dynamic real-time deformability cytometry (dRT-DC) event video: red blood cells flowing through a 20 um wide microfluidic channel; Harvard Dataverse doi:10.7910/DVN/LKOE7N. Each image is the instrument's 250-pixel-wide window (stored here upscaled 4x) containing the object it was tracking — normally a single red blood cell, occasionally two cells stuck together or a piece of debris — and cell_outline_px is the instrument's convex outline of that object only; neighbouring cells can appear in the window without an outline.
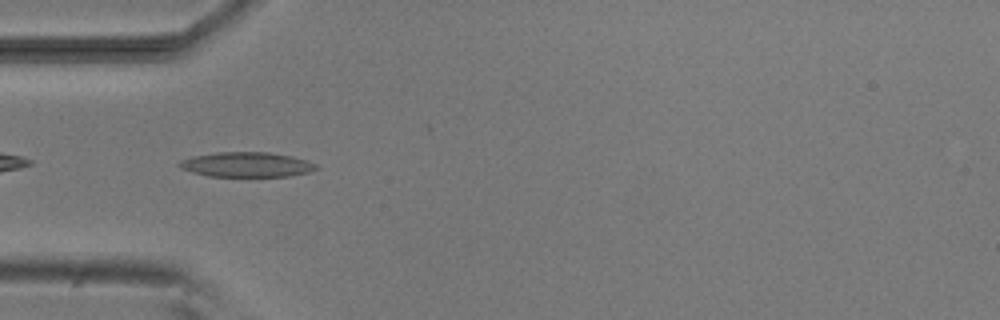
{"species": "common noctule bat (a hibernating species)", "species_latin": "Nyctalus noctula", "temperature_condition": "room temperature", "stored_images_in_passage": 8, "camera_frame_rate_fps": 3000, "um_per_image_px": 0.085, "animal": {"sex": "male", "body_mass_g": 20.5, "forearm_length_mm": 52.5}, "frame": {"image": 1, "passage_image": 1, "time_ms": 0.0, "image_size_px": [1000, 320], "cell_outline_px": [[320, 168], [308, 172], [288, 176], [208, 176], [192, 172], [180, 168], [176, 164], [180, 160], [192, 156], [216, 152], [268, 152], [292, 156], [308, 160], [316, 164]], "centroid_in_image_um": [20.95, 13.98], "position_along_channel_um": 64.1, "area_um2": 19.94}}
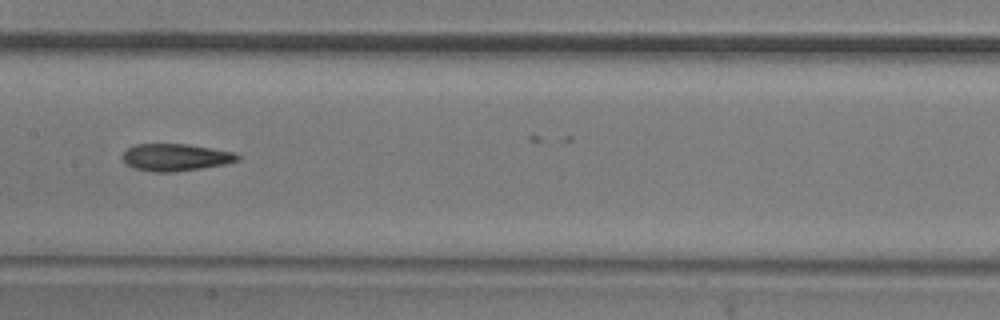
{"frame": {"image": 2, "passage_image": 4, "time_ms": 3.333, "image_size_px": [1000, 320], "cell_outline_px": [[240, 160], [224, 164], [176, 172], [152, 172], [132, 168], [124, 164], [120, 156], [128, 148], [136, 144], [188, 144], [212, 148], [232, 152], [240, 156]], "centroid_in_image_um": [14.86, 13.38], "position_along_channel_um": 192.5, "area_um2": 18.38}}
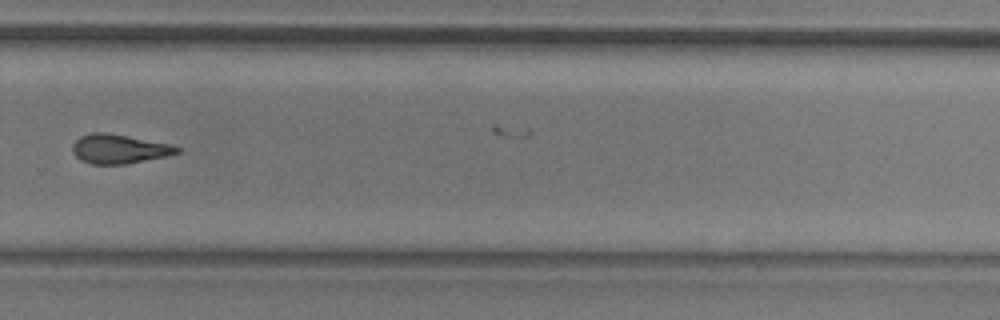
{"frame": {"image": 3, "passage_image": 7, "time_ms": 6.667, "image_size_px": [1000, 320], "cell_outline_px": [[180, 152], [168, 156], [124, 164], [92, 164], [80, 160], [72, 152], [72, 144], [80, 136], [92, 132], [104, 132], [128, 136], [168, 144], [180, 148]], "centroid_in_image_um": [10.08, 12.66], "position_along_channel_um": 319.7, "area_um2": 17.69}}